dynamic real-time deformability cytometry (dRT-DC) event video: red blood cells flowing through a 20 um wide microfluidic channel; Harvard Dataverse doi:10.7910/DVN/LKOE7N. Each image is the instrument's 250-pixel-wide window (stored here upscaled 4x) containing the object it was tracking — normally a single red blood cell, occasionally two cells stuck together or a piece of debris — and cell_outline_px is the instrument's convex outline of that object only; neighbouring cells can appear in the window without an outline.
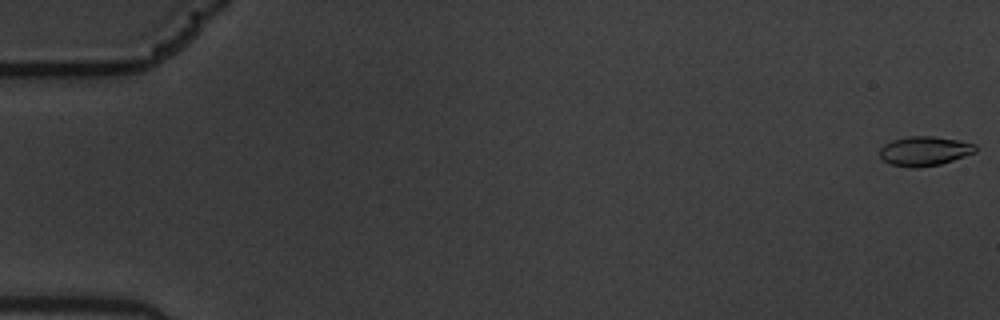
{"species": "common noctule bat (a hibernating species)", "species_latin": "Nyctalus noctula", "temperature_condition": "warm", "stored_images_in_passage": 13, "camera_frame_rate_fps": 3000, "um_per_image_px": 0.085, "animal": {"sex": "male", "body_mass_g": 19.5, "forearm_length_mm": 54.6}, "frame": {"image": 1, "passage_image": 1, "time_ms": 0.0, "image_size_px": [1000, 320], "cell_outline_px": [[976, 152], [940, 164], [916, 168], [912, 168], [892, 164], [884, 160], [880, 156], [880, 148], [884, 144], [892, 140], [908, 136], [936, 136], [976, 144]], "centroid_in_image_um": [78.57, 12.83], "position_along_channel_um": 6.4, "area_um2": 16.3}}